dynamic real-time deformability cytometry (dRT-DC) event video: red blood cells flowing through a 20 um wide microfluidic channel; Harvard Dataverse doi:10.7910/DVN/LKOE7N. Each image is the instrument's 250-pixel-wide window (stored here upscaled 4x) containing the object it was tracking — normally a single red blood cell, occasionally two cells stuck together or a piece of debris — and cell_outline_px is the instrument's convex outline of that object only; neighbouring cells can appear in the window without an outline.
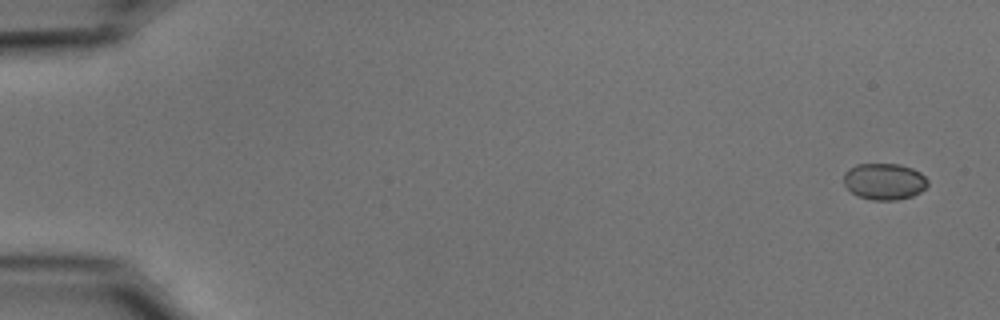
{"species": "common noctule bat (a hibernating species)", "species_latin": "Nyctalus noctula", "temperature_condition": "cold", "stored_images_in_passage": 53, "camera_frame_rate_fps": 3000, "um_per_image_px": 0.085, "animal": {"sex": "male", "body_mass_g": 15.6}, "frame": {"image": 1, "passage_image": 1, "time_ms": 0.0, "image_size_px": [1000, 320], "cell_outline_px": [[928, 184], [920, 192], [912, 196], [896, 200], [872, 200], [860, 196], [852, 192], [844, 184], [844, 172], [856, 164], [900, 164], [912, 168], [920, 172], [928, 180]], "centroid_in_image_um": [75.17, 15.41], "position_along_channel_um": 9.8, "area_um2": 17.8}}
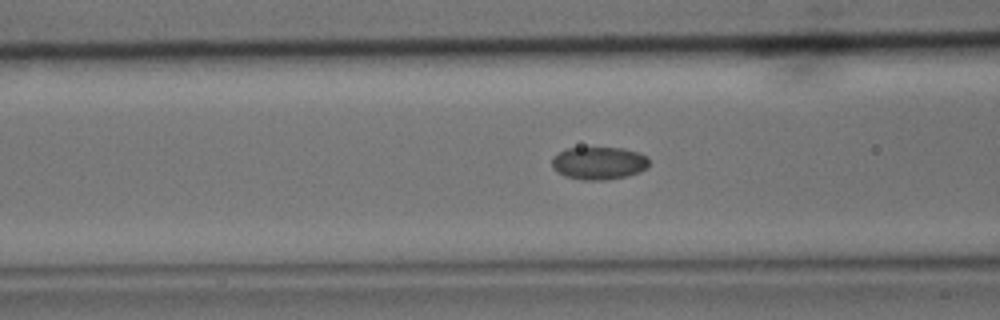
{"frame": {"image": 2, "passage_image": 21, "time_ms": 6.667, "image_size_px": [1000, 320], "cell_outline_px": [[648, 168], [640, 172], [628, 176], [608, 180], [584, 180], [564, 176], [556, 172], [552, 168], [552, 156], [564, 148], [624, 148], [648, 156]], "centroid_in_image_um": [50.88, 13.87], "position_along_channel_um": 115.7, "area_um2": 18.84}}
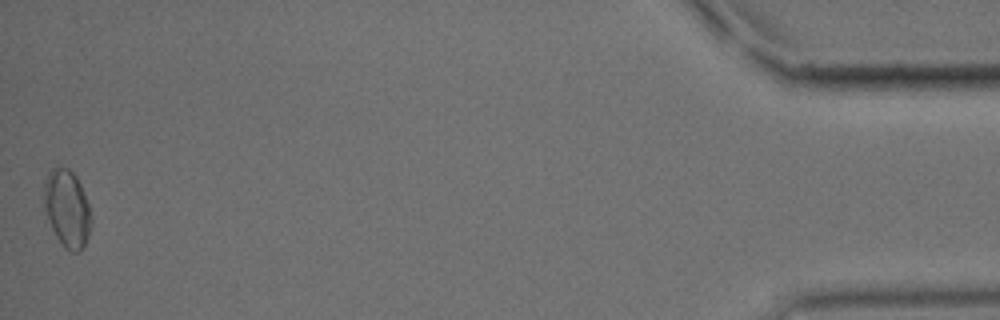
{"frame": {"image": 3, "passage_image": 53, "time_ms": 17.333, "image_size_px": [1000, 320], "cell_outline_px": [[92, 224], [88, 236], [80, 252], [72, 252], [64, 248], [60, 244], [52, 228], [44, 208], [44, 180], [48, 172], [52, 168], [68, 168], [76, 176], [80, 184], [88, 204], [92, 220]], "centroid_in_image_um": [5.7, 17.74], "position_along_channel_um": 429.5, "area_um2": 21.21}, "authors_computed_cell_mechanics": {"area_um2": 18.3804, "velocity_mm_per_s": 3.7401, "shape_relaxation_time_tau1_ms": 2.9451, "shape_relaxation_time_tau2_ms": 2.209, "deformation_change_tau1": 0.0963, "deformation_change_tau2": 0.0243}}